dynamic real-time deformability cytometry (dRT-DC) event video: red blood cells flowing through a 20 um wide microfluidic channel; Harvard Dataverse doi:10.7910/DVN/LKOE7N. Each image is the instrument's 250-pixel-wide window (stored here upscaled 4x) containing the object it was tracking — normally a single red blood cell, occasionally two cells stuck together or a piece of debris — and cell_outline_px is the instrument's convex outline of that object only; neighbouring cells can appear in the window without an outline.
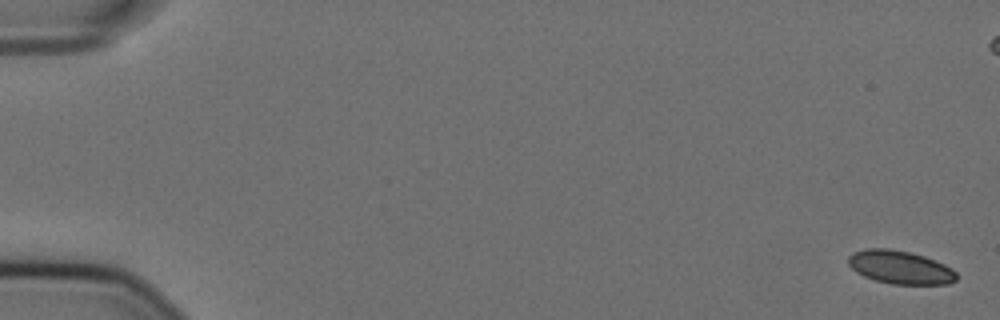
{"species": "Egyptian fruit bat (a non-hibernating species)", "species_latin": "Rousettus aegyptiacus", "temperature_condition": "cold", "stored_images_in_passage": 58, "camera_frame_rate_fps": 3000, "um_per_image_px": 0.085, "animal": {"sex": "female"}, "frame": {"image": 1, "passage_image": 1, "time_ms": 0.0, "image_size_px": [1000, 320], "cell_outline_px": [[956, 280], [948, 284], [892, 284], [876, 280], [864, 276], [856, 272], [848, 264], [848, 256], [852, 252], [868, 248], [888, 248], [908, 252], [924, 256], [944, 264], [952, 268], [956, 272]], "centroid_in_image_um": [76.5, 22.71], "position_along_channel_um": 8.5, "area_um2": 20.92}}
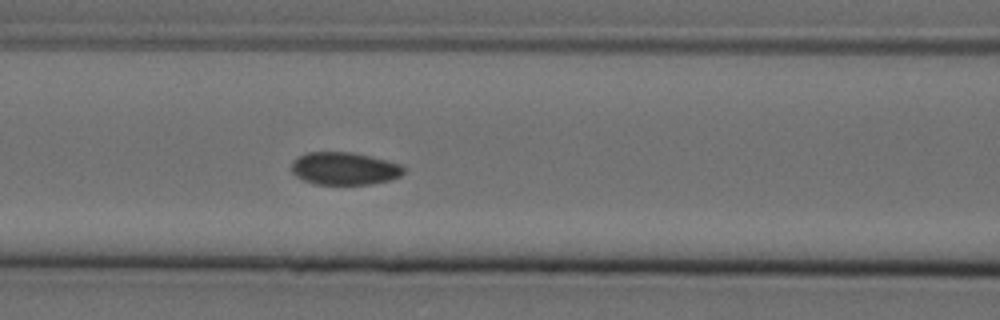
{"frame": {"image": 2, "passage_image": 25, "time_ms": 8.0, "image_size_px": [1000, 320], "cell_outline_px": [[408, 168], [400, 176], [388, 180], [368, 184], [316, 184], [304, 180], [296, 176], [292, 172], [292, 160], [296, 156], [308, 152], [352, 152], [372, 156], [400, 164]], "centroid_in_image_um": [29.27, 14.31], "position_along_channel_um": 137.3, "area_um2": 21.44}}
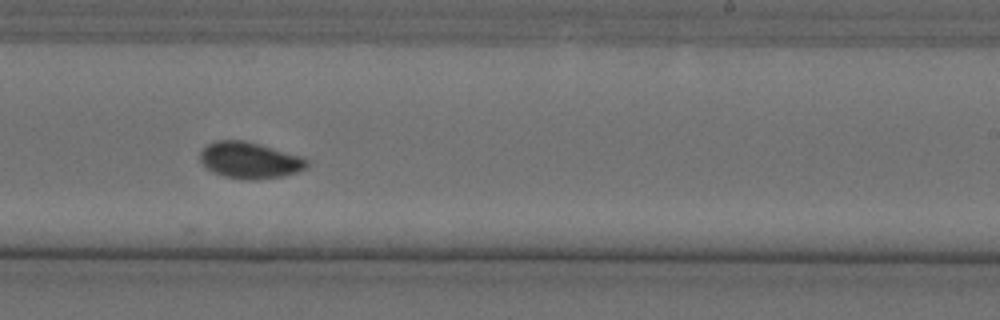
{"frame": {"image": 3, "passage_image": 36, "time_ms": 11.667, "image_size_px": [1000, 320], "cell_outline_px": [[308, 164], [304, 168], [296, 172], [284, 176], [256, 180], [252, 180], [224, 176], [212, 172], [200, 160], [200, 152], [208, 144], [216, 140], [244, 140], [300, 156], [308, 160]], "centroid_in_image_um": [21.21, 13.62], "position_along_channel_um": 267.8, "area_um2": 22.31}}